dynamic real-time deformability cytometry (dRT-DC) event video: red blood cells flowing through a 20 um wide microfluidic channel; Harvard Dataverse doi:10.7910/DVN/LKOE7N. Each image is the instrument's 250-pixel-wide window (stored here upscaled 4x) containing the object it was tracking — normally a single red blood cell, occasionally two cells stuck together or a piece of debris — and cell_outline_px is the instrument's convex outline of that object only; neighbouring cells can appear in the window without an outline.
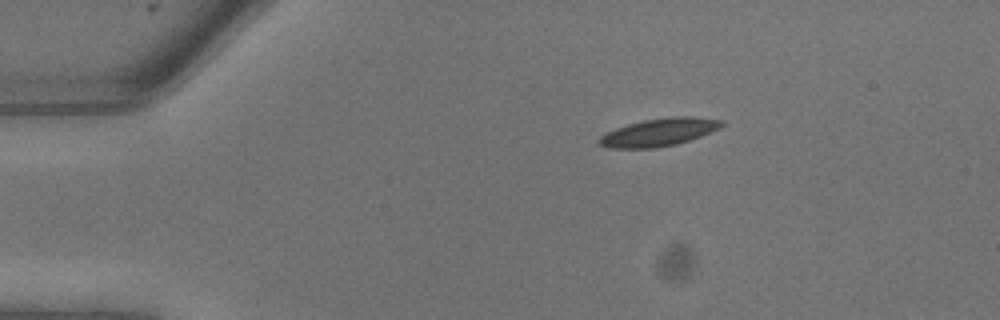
{"species": "common noctule bat (a hibernating species)", "species_latin": "Nyctalus noctula", "temperature_condition": "warm", "stored_images_in_passage": 4, "camera_frame_rate_fps": 3000, "um_per_image_px": 0.085, "animal": {"sex": "male", "body_mass_g": 13.3}, "frame": {"image": 1, "passage_image": 1, "time_ms": 0.0, "image_size_px": [1000, 320], "cell_outline_px": [[724, 124], [720, 128], [700, 136], [676, 144], [656, 148], [608, 148], [600, 144], [596, 140], [600, 136], [616, 128], [628, 124], [644, 120], [672, 116], [692, 116], [724, 120]], "centroid_in_image_um": [56.02, 11.23], "position_along_channel_um": 29.0, "area_um2": 19.77}}